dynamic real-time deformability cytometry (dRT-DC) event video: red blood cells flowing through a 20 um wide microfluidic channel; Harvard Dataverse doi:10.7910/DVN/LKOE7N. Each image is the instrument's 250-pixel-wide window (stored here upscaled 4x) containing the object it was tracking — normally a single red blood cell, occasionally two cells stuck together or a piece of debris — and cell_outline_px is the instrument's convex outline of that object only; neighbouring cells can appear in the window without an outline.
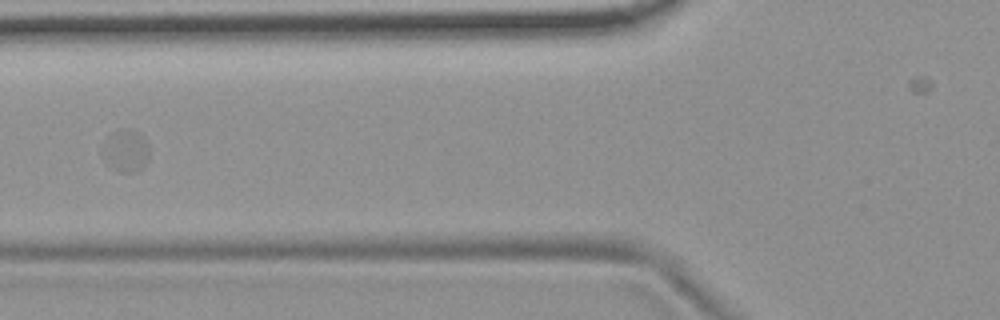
{"species": "common noctule bat (a hibernating species)", "species_latin": "Nyctalus noctula", "temperature_condition": "room temperature", "stored_images_in_passage": 11, "camera_frame_rate_fps": 3000, "um_per_image_px": 0.085, "animal": {"sex": "female", "body_mass_g": 19.9}, "frame": {"image": 1, "passage_image": 8, "time_ms": 9.0, "image_size_px": [1000, 320], "cell_outline_px": [[148, 160], [144, 168], [136, 172], [120, 172], [112, 168], [104, 160], [100, 152], [108, 136], [120, 128], [136, 132], [148, 144]], "centroid_in_image_um": [10.67, 12.86], "position_along_channel_um": 115.1, "area_um2": 11.5}}
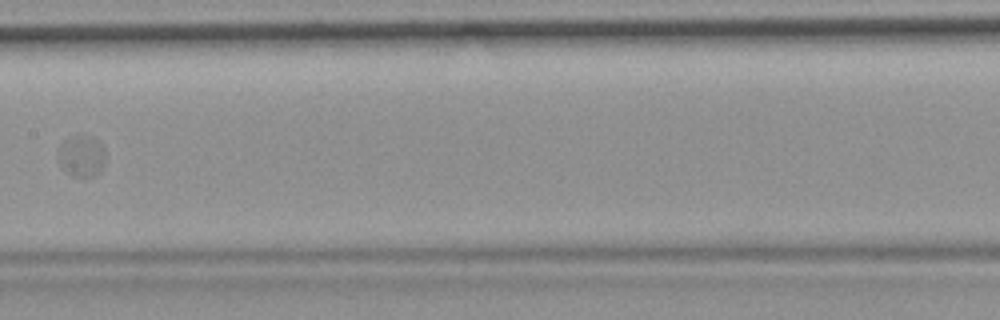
{"frame": {"image": 2, "passage_image": 10, "time_ms": 11.333, "image_size_px": [1000, 320], "cell_outline_px": [[104, 164], [100, 172], [96, 176], [72, 176], [60, 164], [60, 148], [64, 144], [76, 136], [92, 136], [104, 148]], "centroid_in_image_um": [7.01, 13.3], "position_along_channel_um": 200.4, "area_um2": 10.75}}